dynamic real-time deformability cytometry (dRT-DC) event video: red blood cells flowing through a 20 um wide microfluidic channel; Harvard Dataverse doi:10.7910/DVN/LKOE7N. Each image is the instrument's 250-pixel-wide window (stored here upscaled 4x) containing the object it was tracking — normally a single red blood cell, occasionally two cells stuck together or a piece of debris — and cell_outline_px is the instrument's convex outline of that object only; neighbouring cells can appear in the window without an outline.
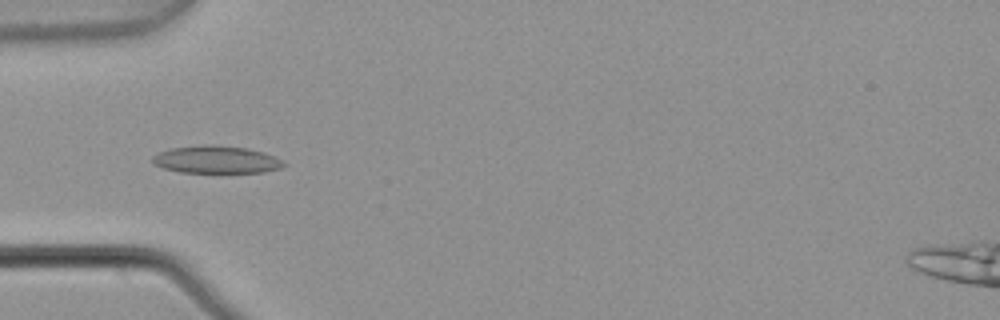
{"species": "common noctule bat (a hibernating species)", "species_latin": "Nyctalus noctula", "temperature_condition": "warm", "stored_images_in_passage": 5, "camera_frame_rate_fps": 3000, "um_per_image_px": 0.085, "animal": {"sex": "male", "body_mass_g": 21.5, "forearm_length_mm": 52.0}, "frame": {"image": 1, "passage_image": 4, "time_ms": 1.0, "image_size_px": [1000, 320], "cell_outline_px": [[288, 164], [280, 168], [264, 172], [220, 176], [180, 172], [164, 168], [152, 164], [152, 156], [160, 152], [172, 148], [204, 144], [216, 144], [248, 148], [264, 152], [284, 160]], "centroid_in_image_um": [18.44, 13.62], "position_along_channel_um": 66.6, "area_um2": 22.43}}
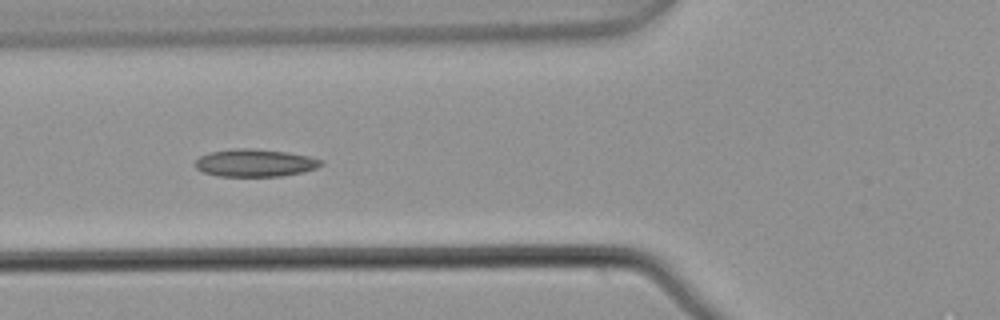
{"frame": {"image": 2, "passage_image": 5, "time_ms": 1.333, "image_size_px": [1000, 320], "cell_outline_px": [[324, 164], [316, 168], [304, 172], [280, 176], [220, 176], [204, 172], [196, 168], [196, 160], [200, 156], [208, 152], [232, 148], [248, 148], [288, 152], [308, 156], [324, 160]], "centroid_in_image_um": [21.7, 13.84], "position_along_channel_um": 104.1, "area_um2": 20.29}}